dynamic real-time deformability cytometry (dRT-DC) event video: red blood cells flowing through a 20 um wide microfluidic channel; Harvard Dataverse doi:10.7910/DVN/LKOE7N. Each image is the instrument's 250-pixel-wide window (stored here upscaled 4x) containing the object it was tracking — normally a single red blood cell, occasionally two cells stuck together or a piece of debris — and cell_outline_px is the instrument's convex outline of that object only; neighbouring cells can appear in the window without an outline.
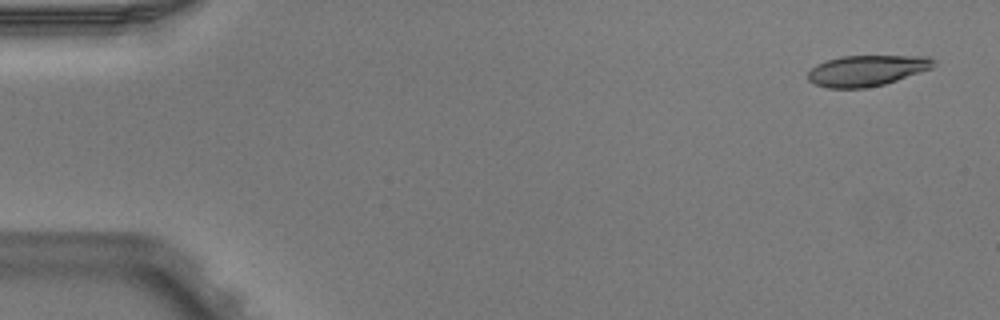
{"species": "Egyptian fruit bat (a non-hibernating species)", "species_latin": "Rousettus aegyptiacus", "temperature_condition": "warm", "stored_images_in_passage": 4, "camera_frame_rate_fps": 3000, "um_per_image_px": 0.085, "animal": {"sex": "male"}, "frame": {"image": 1, "passage_image": 1, "time_ms": 0.0, "image_size_px": [1000, 320], "cell_outline_px": [[936, 64], [932, 68], [884, 84], [864, 88], [828, 88], [816, 84], [808, 80], [808, 72], [816, 64], [840, 56], [932, 56], [936, 60]], "centroid_in_image_um": [73.7, 5.99], "position_along_channel_um": 11.3, "area_um2": 22.54}}
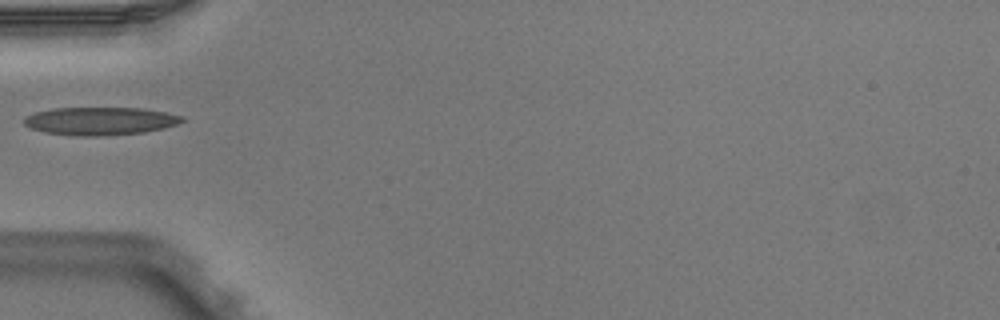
{"frame": {"image": 2, "passage_image": 4, "time_ms": 1.0, "image_size_px": [1000, 320], "cell_outline_px": [[184, 120], [176, 124], [164, 128], [144, 132], [100, 136], [76, 136], [44, 132], [32, 128], [24, 124], [24, 116], [36, 112], [52, 108], [144, 108], [184, 116]], "centroid_in_image_um": [8.5, 10.28], "position_along_channel_um": 76.5, "area_um2": 25.72}}